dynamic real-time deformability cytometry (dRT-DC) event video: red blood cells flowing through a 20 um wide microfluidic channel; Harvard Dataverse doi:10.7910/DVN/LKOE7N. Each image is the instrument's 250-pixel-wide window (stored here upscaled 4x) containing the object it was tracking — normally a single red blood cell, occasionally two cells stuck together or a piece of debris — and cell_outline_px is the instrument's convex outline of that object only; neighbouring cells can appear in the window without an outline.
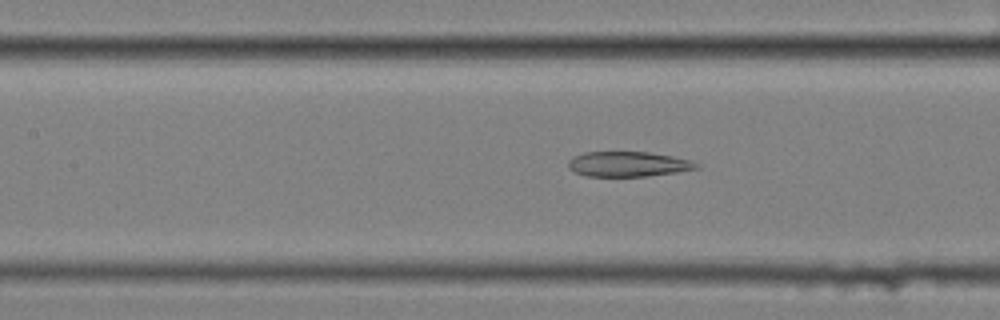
{"species": "common noctule bat (a hibernating species)", "species_latin": "Nyctalus noctula", "temperature_condition": "cold", "stored_images_in_passage": 40, "camera_frame_rate_fps": 3000, "um_per_image_px": 0.085, "animal": {"sex": "female", "body_mass_g": 25.1}, "frame": {"image": 1, "passage_image": 8, "time_ms": 2.333, "image_size_px": [1000, 320], "cell_outline_px": [[700, 168], [676, 172], [648, 176], [584, 176], [568, 168], [568, 160], [584, 152], [648, 152], [672, 156], [692, 160], [700, 164]], "centroid_in_image_um": [53.42, 13.95], "position_along_channel_um": 154.0, "area_um2": 18.73}}
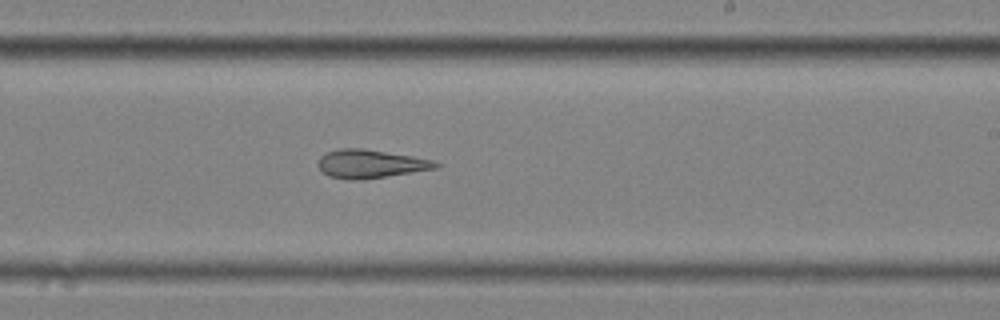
{"frame": {"image": 2, "passage_image": 17, "time_ms": 5.333, "image_size_px": [1000, 320], "cell_outline_px": [[440, 168], [360, 180], [348, 180], [328, 176], [316, 164], [320, 156], [328, 152], [340, 148], [364, 148], [412, 156], [432, 160], [440, 164]], "centroid_in_image_um": [31.48, 13.93], "position_along_channel_um": 257.5, "area_um2": 19.54}}
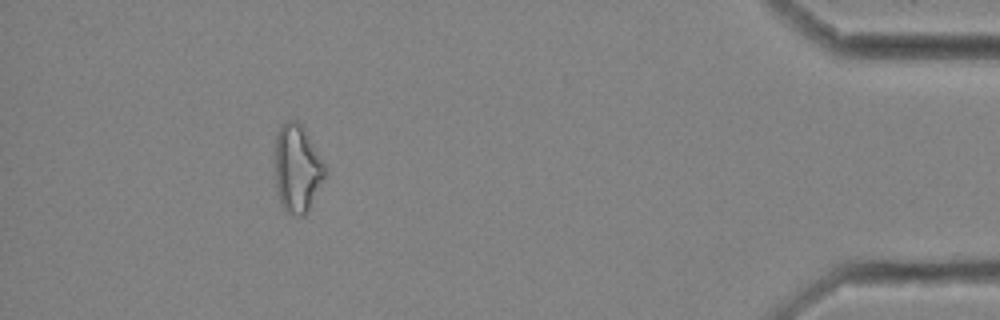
{"frame": {"image": 3, "passage_image": 35, "time_ms": 11.333, "image_size_px": [1000, 320], "cell_outline_px": [[324, 180], [304, 216], [296, 216], [288, 212], [280, 204], [276, 188], [276, 132], [288, 120], [296, 120], [304, 128], [324, 164]], "centroid_in_image_um": [25.25, 14.33], "position_along_channel_um": 410.0, "area_um2": 25.03}}